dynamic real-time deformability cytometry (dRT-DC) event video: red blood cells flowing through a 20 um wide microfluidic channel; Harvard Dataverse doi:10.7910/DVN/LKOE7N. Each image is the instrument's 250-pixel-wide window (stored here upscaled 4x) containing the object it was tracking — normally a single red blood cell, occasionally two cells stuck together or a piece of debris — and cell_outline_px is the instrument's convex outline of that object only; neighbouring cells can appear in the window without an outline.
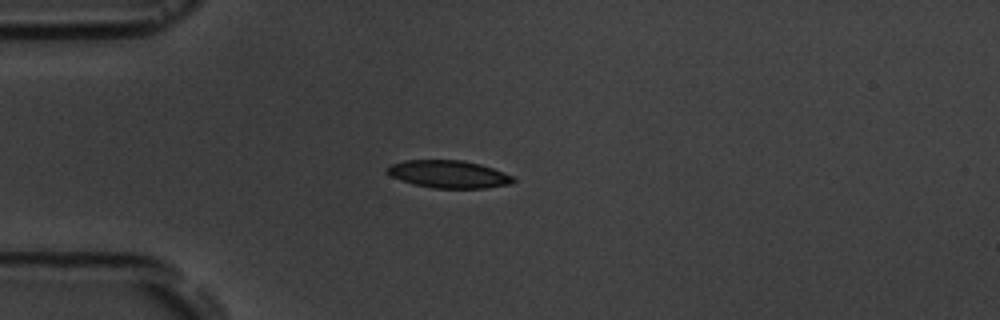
{"species": "common noctule bat (a hibernating species)", "species_latin": "Nyctalus noctula", "temperature_condition": "room temperature", "stored_images_in_passage": 4, "camera_frame_rate_fps": 3000, "um_per_image_px": 0.085, "animal": {"sex": "male", "body_mass_g": 19.5, "forearm_length_mm": 54.6}, "frame": {"image": 1, "passage_image": 4, "time_ms": 3.333, "image_size_px": [1000, 320], "cell_outline_px": [[516, 180], [512, 184], [484, 188], [432, 188], [416, 184], [392, 176], [384, 172], [384, 168], [392, 164], [404, 160], [464, 160], [480, 164], [504, 172], [512, 176]], "centroid_in_image_um": [38.14, 14.8], "position_along_channel_um": 46.9, "area_um2": 20.23}}